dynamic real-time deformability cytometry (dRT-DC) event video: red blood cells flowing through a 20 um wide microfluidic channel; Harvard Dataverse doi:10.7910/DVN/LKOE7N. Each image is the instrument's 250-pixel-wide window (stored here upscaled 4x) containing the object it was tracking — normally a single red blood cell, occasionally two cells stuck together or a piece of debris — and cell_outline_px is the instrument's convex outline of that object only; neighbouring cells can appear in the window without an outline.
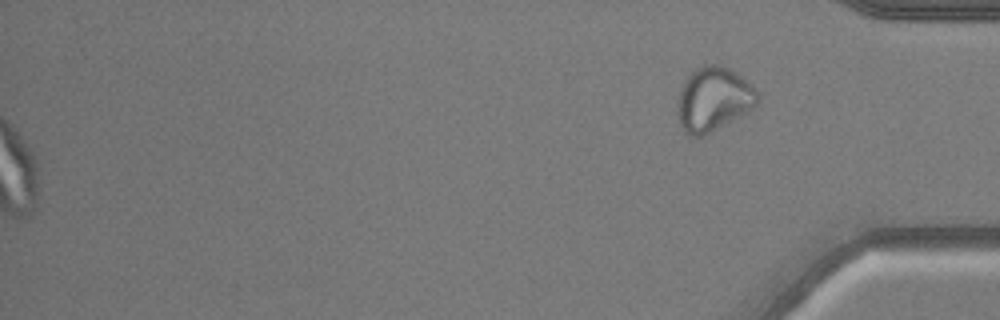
{"species": "common noctule bat (a hibernating species)", "species_latin": "Nyctalus noctula", "temperature_condition": "warm", "stored_images_in_passage": 52, "camera_frame_rate_fps": 3000, "um_per_image_px": 0.085, "animal": {"sex": "male", "body_mass_g": 20.5, "forearm_length_mm": 52.5}, "frame": {"image": 1, "passage_image": 52, "time_ms": 17.0, "image_size_px": [1000, 320], "cell_outline_px": [[760, 100], [748, 112], [736, 120], [700, 136], [688, 136], [684, 132], [680, 124], [676, 104], [680, 88], [684, 80], [696, 68], [704, 64], [720, 64], [736, 72], [760, 96]], "centroid_in_image_um": [60.61, 8.44], "position_along_channel_um": 374.6, "area_um2": 29.94}}